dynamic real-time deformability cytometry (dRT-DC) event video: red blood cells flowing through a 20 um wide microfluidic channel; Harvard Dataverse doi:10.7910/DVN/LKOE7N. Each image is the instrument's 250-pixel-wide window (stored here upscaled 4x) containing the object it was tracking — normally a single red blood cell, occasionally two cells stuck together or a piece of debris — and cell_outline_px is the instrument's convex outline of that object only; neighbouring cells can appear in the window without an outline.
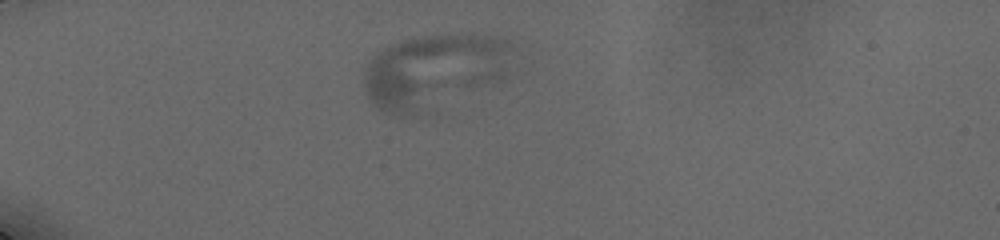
{"species": "human", "species_latin": "Homo sapiens", "temperature_condition": "cold", "stored_images_in_passage": 12, "camera_frame_rate_fps": 3000, "um_per_image_px": 0.085, "donor": {"sex": "male"}, "frame": {"image": 1, "passage_image": 4, "time_ms": 2.333, "image_size_px": [1000, 240], "cell_outline_px": [[508, 48], [504, 76], [500, 80], [416, 112], [400, 116], [392, 116], [376, 108], [368, 96], [364, 84], [364, 72], [368, 60], [376, 52], [400, 40], [424, 36], [460, 32], [484, 32], [504, 36], [508, 40]], "centroid_in_image_um": [36.83, 5.95], "position_along_channel_um": 48.2, "area_um2": 63.52}}
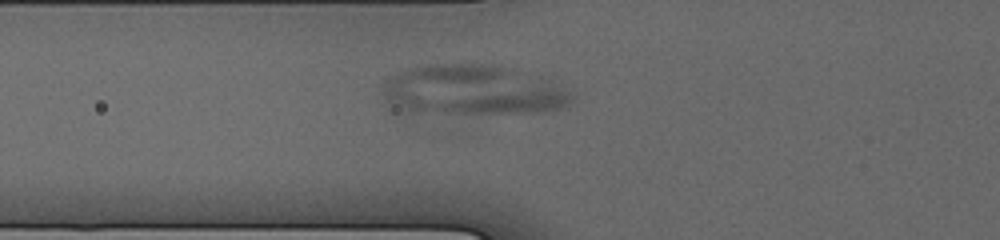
{"frame": {"image": 2, "passage_image": 7, "time_ms": 4.667, "image_size_px": [1000, 240], "cell_outline_px": [[576, 96], [568, 104], [552, 112], [480, 116], [388, 116], [380, 92], [380, 88], [384, 80], [400, 72], [412, 68], [428, 64], [496, 64], [552, 76], [576, 92]], "centroid_in_image_um": [40.13, 7.77], "position_along_channel_um": 85.7, "area_um2": 61.44}}